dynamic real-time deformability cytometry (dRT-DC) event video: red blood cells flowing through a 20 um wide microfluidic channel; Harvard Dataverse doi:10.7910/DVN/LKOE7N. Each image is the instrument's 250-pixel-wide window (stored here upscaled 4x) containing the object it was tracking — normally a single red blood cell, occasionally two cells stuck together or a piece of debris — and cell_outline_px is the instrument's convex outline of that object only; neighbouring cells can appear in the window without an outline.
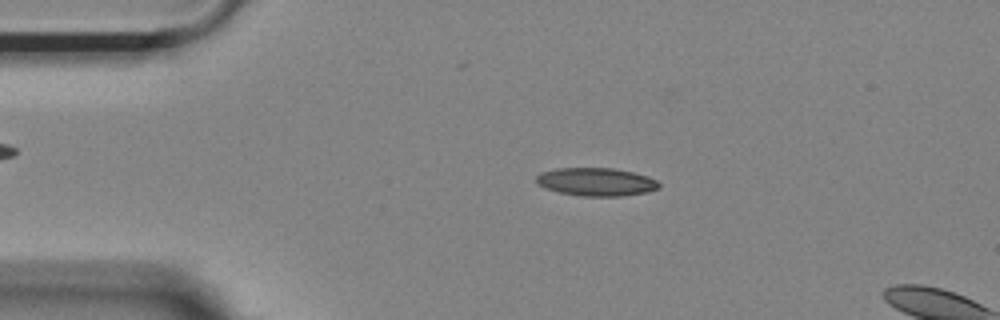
{"species": "Egyptian fruit bat (a non-hibernating species)", "species_latin": "Rousettus aegyptiacus", "temperature_condition": "room temperature", "stored_images_in_passage": 11, "camera_frame_rate_fps": 3000, "um_per_image_px": 0.085, "animal": {"sex": "female"}, "frame": {"image": 1, "passage_image": 7, "time_ms": 2.0, "image_size_px": [1000, 320], "cell_outline_px": [[660, 188], [648, 192], [620, 196], [584, 196], [560, 192], [544, 188], [536, 184], [536, 176], [540, 172], [556, 168], [612, 168], [632, 172], [648, 176], [656, 180], [660, 184]], "centroid_in_image_um": [50.66, 15.45], "position_along_channel_um": 34.3, "area_um2": 20.17}}